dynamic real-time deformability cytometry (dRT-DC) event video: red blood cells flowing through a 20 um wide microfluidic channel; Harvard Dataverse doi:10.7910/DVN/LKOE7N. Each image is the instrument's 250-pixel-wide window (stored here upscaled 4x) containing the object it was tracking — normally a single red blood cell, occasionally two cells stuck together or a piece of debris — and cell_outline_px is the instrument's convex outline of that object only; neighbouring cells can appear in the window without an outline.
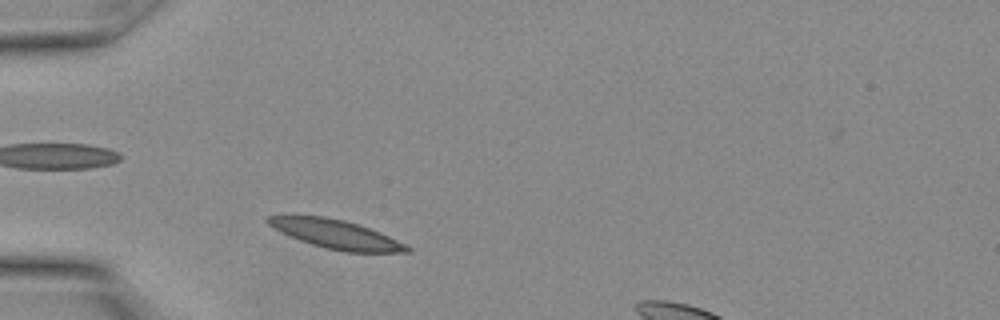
{"species": "Egyptian fruit bat (a non-hibernating species)", "species_latin": "Rousettus aegyptiacus", "temperature_condition": "warm", "stored_images_in_passage": 8, "camera_frame_rate_fps": 3000, "um_per_image_px": 0.085, "animal": {"sex": "female"}, "frame": {"image": 1, "passage_image": 2, "time_ms": 0.333, "image_size_px": [1000, 320], "cell_outline_px": [[412, 252], [344, 252], [312, 244], [300, 240], [268, 224], [264, 220], [268, 216], [324, 216], [344, 220], [380, 232], [412, 248]], "centroid_in_image_um": [28.6, 19.91], "position_along_channel_um": 56.4, "area_um2": 22.72}}
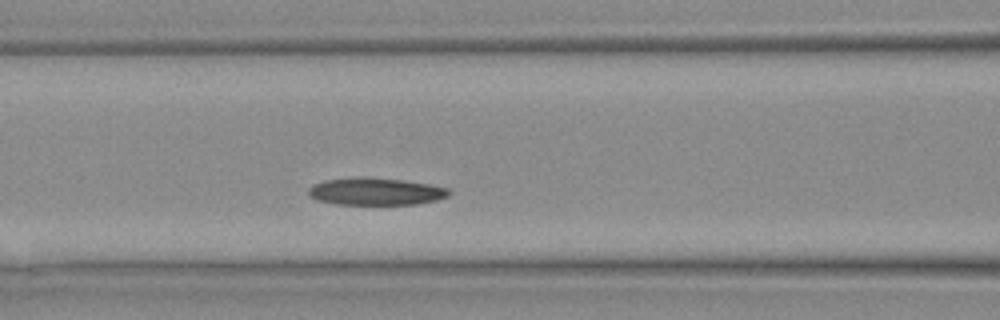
{"frame": {"image": 2, "passage_image": 6, "time_ms": 1.667, "image_size_px": [1000, 320], "cell_outline_px": [[452, 192], [448, 196], [436, 200], [416, 204], [336, 204], [316, 200], [308, 192], [308, 188], [324, 180], [352, 176], [368, 176], [404, 180], [428, 184], [448, 188]], "centroid_in_image_um": [31.93, 16.25], "position_along_channel_um": 134.7, "area_um2": 22.54}}
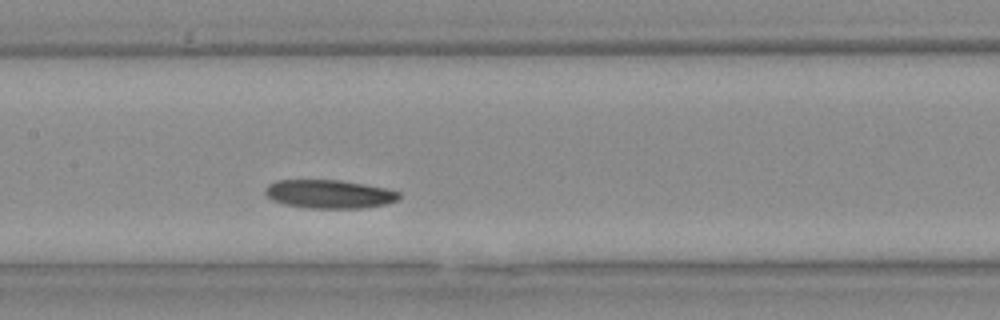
{"frame": {"image": 3, "passage_image": 8, "time_ms": 2.333, "image_size_px": [1000, 320], "cell_outline_px": [[400, 196], [396, 200], [388, 204], [364, 208], [308, 208], [284, 204], [272, 200], [264, 192], [264, 188], [268, 184], [276, 180], [340, 180], [388, 188], [400, 192]], "centroid_in_image_um": [27.99, 16.49], "position_along_channel_um": 179.4, "area_um2": 22.43}}